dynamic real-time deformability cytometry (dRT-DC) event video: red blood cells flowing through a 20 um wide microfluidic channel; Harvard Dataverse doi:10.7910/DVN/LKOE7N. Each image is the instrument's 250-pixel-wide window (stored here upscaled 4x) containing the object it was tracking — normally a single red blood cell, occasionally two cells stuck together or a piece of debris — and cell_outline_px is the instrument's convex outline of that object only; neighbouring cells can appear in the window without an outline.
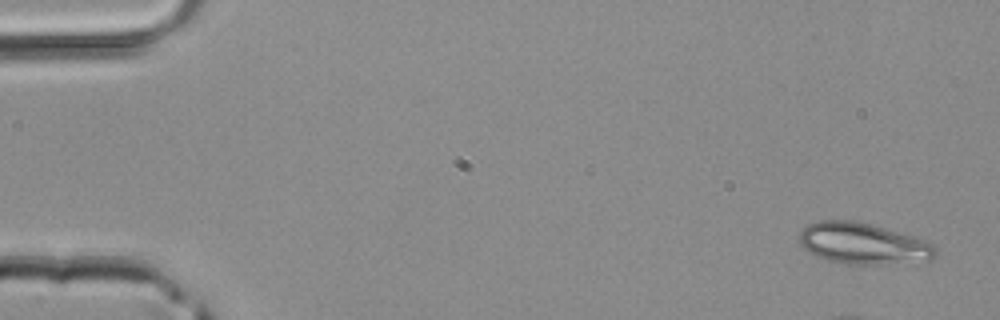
{"species": "common noctule bat (a hibernating species)", "species_latin": "Nyctalus noctula", "temperature_condition": "room temperature", "stored_images_in_passage": 8, "camera_frame_rate_fps": 3000, "um_per_image_px": 0.085, "animal": {"sex": "male", "body_mass_g": 20.4}, "frame": {"image": 1, "passage_image": 1, "time_ms": 0.0, "image_size_px": [1000, 320], "cell_outline_px": [[936, 256], [928, 260], [884, 264], [848, 264], [828, 260], [816, 256], [808, 252], [800, 244], [800, 232], [808, 224], [820, 220], [852, 220], [872, 224], [916, 236], [936, 244]], "centroid_in_image_um": [73.39, 20.69], "position_along_channel_um": 11.6, "area_um2": 32.95}}